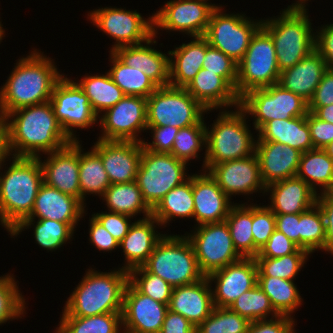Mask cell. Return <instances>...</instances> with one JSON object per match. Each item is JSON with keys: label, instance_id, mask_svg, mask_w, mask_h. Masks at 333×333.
<instances>
[{"label": "cell", "instance_id": "cell-1", "mask_svg": "<svg viewBox=\"0 0 333 333\" xmlns=\"http://www.w3.org/2000/svg\"><path fill=\"white\" fill-rule=\"evenodd\" d=\"M11 157L37 158L67 146L72 141L62 130L50 101L6 114Z\"/></svg>", "mask_w": 333, "mask_h": 333}, {"label": "cell", "instance_id": "cell-2", "mask_svg": "<svg viewBox=\"0 0 333 333\" xmlns=\"http://www.w3.org/2000/svg\"><path fill=\"white\" fill-rule=\"evenodd\" d=\"M14 66L0 88V110L5 115L50 101L55 85L64 75L53 59L37 49L18 59Z\"/></svg>", "mask_w": 333, "mask_h": 333}, {"label": "cell", "instance_id": "cell-3", "mask_svg": "<svg viewBox=\"0 0 333 333\" xmlns=\"http://www.w3.org/2000/svg\"><path fill=\"white\" fill-rule=\"evenodd\" d=\"M8 160L12 162L4 173L6 161L0 163V224L10 233L31 214L44 181L38 158L12 156Z\"/></svg>", "mask_w": 333, "mask_h": 333}, {"label": "cell", "instance_id": "cell-4", "mask_svg": "<svg viewBox=\"0 0 333 333\" xmlns=\"http://www.w3.org/2000/svg\"><path fill=\"white\" fill-rule=\"evenodd\" d=\"M129 272H100L90 268L65 301L61 316L90 317L105 313H122L123 296Z\"/></svg>", "mask_w": 333, "mask_h": 333}, {"label": "cell", "instance_id": "cell-5", "mask_svg": "<svg viewBox=\"0 0 333 333\" xmlns=\"http://www.w3.org/2000/svg\"><path fill=\"white\" fill-rule=\"evenodd\" d=\"M246 117L247 114L240 107L235 111L220 110L212 127L206 125L202 170L208 171L220 162L249 157L255 153L256 138L249 130L251 126L247 124Z\"/></svg>", "mask_w": 333, "mask_h": 333}, {"label": "cell", "instance_id": "cell-6", "mask_svg": "<svg viewBox=\"0 0 333 333\" xmlns=\"http://www.w3.org/2000/svg\"><path fill=\"white\" fill-rule=\"evenodd\" d=\"M307 10L287 7L278 17L262 19V27L273 40L280 72L315 50V30Z\"/></svg>", "mask_w": 333, "mask_h": 333}, {"label": "cell", "instance_id": "cell-7", "mask_svg": "<svg viewBox=\"0 0 333 333\" xmlns=\"http://www.w3.org/2000/svg\"><path fill=\"white\" fill-rule=\"evenodd\" d=\"M143 267L173 288L196 283L205 277L199 269L194 248L186 233L181 236L166 233Z\"/></svg>", "mask_w": 333, "mask_h": 333}, {"label": "cell", "instance_id": "cell-8", "mask_svg": "<svg viewBox=\"0 0 333 333\" xmlns=\"http://www.w3.org/2000/svg\"><path fill=\"white\" fill-rule=\"evenodd\" d=\"M187 166L171 153L151 152L142 147L136 182L152 210L171 189L189 178Z\"/></svg>", "mask_w": 333, "mask_h": 333}, {"label": "cell", "instance_id": "cell-9", "mask_svg": "<svg viewBox=\"0 0 333 333\" xmlns=\"http://www.w3.org/2000/svg\"><path fill=\"white\" fill-rule=\"evenodd\" d=\"M280 70L271 35L261 26L251 39L243 59L237 66L235 91L246 92L278 83Z\"/></svg>", "mask_w": 333, "mask_h": 333}, {"label": "cell", "instance_id": "cell-10", "mask_svg": "<svg viewBox=\"0 0 333 333\" xmlns=\"http://www.w3.org/2000/svg\"><path fill=\"white\" fill-rule=\"evenodd\" d=\"M239 107L253 118L258 132L268 121L290 119L308 114V102L278 83L256 88L240 97Z\"/></svg>", "mask_w": 333, "mask_h": 333}, {"label": "cell", "instance_id": "cell-11", "mask_svg": "<svg viewBox=\"0 0 333 333\" xmlns=\"http://www.w3.org/2000/svg\"><path fill=\"white\" fill-rule=\"evenodd\" d=\"M146 112L147 126L181 129L199 123L208 110L185 88L167 85L158 87L147 98Z\"/></svg>", "mask_w": 333, "mask_h": 333}, {"label": "cell", "instance_id": "cell-12", "mask_svg": "<svg viewBox=\"0 0 333 333\" xmlns=\"http://www.w3.org/2000/svg\"><path fill=\"white\" fill-rule=\"evenodd\" d=\"M220 7L215 8L210 16L204 38L208 44L239 63L252 37L262 26V20H252L242 13H225Z\"/></svg>", "mask_w": 333, "mask_h": 333}, {"label": "cell", "instance_id": "cell-13", "mask_svg": "<svg viewBox=\"0 0 333 333\" xmlns=\"http://www.w3.org/2000/svg\"><path fill=\"white\" fill-rule=\"evenodd\" d=\"M190 232L186 237L205 276L242 258L233 245L226 221L198 225Z\"/></svg>", "mask_w": 333, "mask_h": 333}, {"label": "cell", "instance_id": "cell-14", "mask_svg": "<svg viewBox=\"0 0 333 333\" xmlns=\"http://www.w3.org/2000/svg\"><path fill=\"white\" fill-rule=\"evenodd\" d=\"M87 19L115 40L110 51L121 46L143 43L154 35L153 14L144 18L136 10L110 6L89 11Z\"/></svg>", "mask_w": 333, "mask_h": 333}, {"label": "cell", "instance_id": "cell-15", "mask_svg": "<svg viewBox=\"0 0 333 333\" xmlns=\"http://www.w3.org/2000/svg\"><path fill=\"white\" fill-rule=\"evenodd\" d=\"M50 104L62 130L72 142L79 141L74 129L83 130L97 124L98 115L92 109L89 98L67 75H63L55 85Z\"/></svg>", "mask_w": 333, "mask_h": 333}, {"label": "cell", "instance_id": "cell-16", "mask_svg": "<svg viewBox=\"0 0 333 333\" xmlns=\"http://www.w3.org/2000/svg\"><path fill=\"white\" fill-rule=\"evenodd\" d=\"M146 110L147 98L125 95L98 116L102 129L98 139L142 142L139 133L147 130Z\"/></svg>", "mask_w": 333, "mask_h": 333}, {"label": "cell", "instance_id": "cell-17", "mask_svg": "<svg viewBox=\"0 0 333 333\" xmlns=\"http://www.w3.org/2000/svg\"><path fill=\"white\" fill-rule=\"evenodd\" d=\"M220 7L200 0H170L153 14L154 35L158 29L178 31L191 37L204 36L212 11Z\"/></svg>", "mask_w": 333, "mask_h": 333}, {"label": "cell", "instance_id": "cell-18", "mask_svg": "<svg viewBox=\"0 0 333 333\" xmlns=\"http://www.w3.org/2000/svg\"><path fill=\"white\" fill-rule=\"evenodd\" d=\"M168 305L141 293L128 281L122 309L123 333H160Z\"/></svg>", "mask_w": 333, "mask_h": 333}, {"label": "cell", "instance_id": "cell-19", "mask_svg": "<svg viewBox=\"0 0 333 333\" xmlns=\"http://www.w3.org/2000/svg\"><path fill=\"white\" fill-rule=\"evenodd\" d=\"M258 267L255 258L242 257L206 277L211 286L214 307H230L245 291L257 284Z\"/></svg>", "mask_w": 333, "mask_h": 333}, {"label": "cell", "instance_id": "cell-20", "mask_svg": "<svg viewBox=\"0 0 333 333\" xmlns=\"http://www.w3.org/2000/svg\"><path fill=\"white\" fill-rule=\"evenodd\" d=\"M208 172L230 199L234 194H265L266 186L255 153L249 157L220 162L212 166Z\"/></svg>", "mask_w": 333, "mask_h": 333}, {"label": "cell", "instance_id": "cell-21", "mask_svg": "<svg viewBox=\"0 0 333 333\" xmlns=\"http://www.w3.org/2000/svg\"><path fill=\"white\" fill-rule=\"evenodd\" d=\"M142 142L100 140L91 147L100 157L111 184L136 181Z\"/></svg>", "mask_w": 333, "mask_h": 333}, {"label": "cell", "instance_id": "cell-22", "mask_svg": "<svg viewBox=\"0 0 333 333\" xmlns=\"http://www.w3.org/2000/svg\"><path fill=\"white\" fill-rule=\"evenodd\" d=\"M42 161L43 181L48 186L57 188L81 201L79 185V141H73L60 150L47 153Z\"/></svg>", "mask_w": 333, "mask_h": 333}, {"label": "cell", "instance_id": "cell-23", "mask_svg": "<svg viewBox=\"0 0 333 333\" xmlns=\"http://www.w3.org/2000/svg\"><path fill=\"white\" fill-rule=\"evenodd\" d=\"M192 175L195 226L225 221L235 204L218 186L208 171Z\"/></svg>", "mask_w": 333, "mask_h": 333}, {"label": "cell", "instance_id": "cell-24", "mask_svg": "<svg viewBox=\"0 0 333 333\" xmlns=\"http://www.w3.org/2000/svg\"><path fill=\"white\" fill-rule=\"evenodd\" d=\"M86 206L76 197L43 183L31 214L25 219H51L67 223L74 231L86 215ZM37 217V218H36Z\"/></svg>", "mask_w": 333, "mask_h": 333}, {"label": "cell", "instance_id": "cell-25", "mask_svg": "<svg viewBox=\"0 0 333 333\" xmlns=\"http://www.w3.org/2000/svg\"><path fill=\"white\" fill-rule=\"evenodd\" d=\"M255 154L264 185L268 186L274 182L295 177L302 153L289 145L274 141H256Z\"/></svg>", "mask_w": 333, "mask_h": 333}, {"label": "cell", "instance_id": "cell-26", "mask_svg": "<svg viewBox=\"0 0 333 333\" xmlns=\"http://www.w3.org/2000/svg\"><path fill=\"white\" fill-rule=\"evenodd\" d=\"M157 36H151L147 41L137 45L121 46L112 52L127 66L134 67L145 73L159 87L169 85V51L167 55L157 51Z\"/></svg>", "mask_w": 333, "mask_h": 333}, {"label": "cell", "instance_id": "cell-27", "mask_svg": "<svg viewBox=\"0 0 333 333\" xmlns=\"http://www.w3.org/2000/svg\"><path fill=\"white\" fill-rule=\"evenodd\" d=\"M157 225L158 228L162 227L153 216L133 222L128 233L119 242V248L123 249L126 260L121 267L122 270L130 272L146 263L157 243L165 235L156 231Z\"/></svg>", "mask_w": 333, "mask_h": 333}, {"label": "cell", "instance_id": "cell-28", "mask_svg": "<svg viewBox=\"0 0 333 333\" xmlns=\"http://www.w3.org/2000/svg\"><path fill=\"white\" fill-rule=\"evenodd\" d=\"M274 214H301L316 204L317 193L301 178L295 176L274 182L265 188Z\"/></svg>", "mask_w": 333, "mask_h": 333}, {"label": "cell", "instance_id": "cell-29", "mask_svg": "<svg viewBox=\"0 0 333 333\" xmlns=\"http://www.w3.org/2000/svg\"><path fill=\"white\" fill-rule=\"evenodd\" d=\"M206 110H228L239 107L240 97L220 75L201 68L185 88Z\"/></svg>", "mask_w": 333, "mask_h": 333}, {"label": "cell", "instance_id": "cell-30", "mask_svg": "<svg viewBox=\"0 0 333 333\" xmlns=\"http://www.w3.org/2000/svg\"><path fill=\"white\" fill-rule=\"evenodd\" d=\"M211 289L206 276L196 283L174 287L168 309L197 327L214 309Z\"/></svg>", "mask_w": 333, "mask_h": 333}, {"label": "cell", "instance_id": "cell-31", "mask_svg": "<svg viewBox=\"0 0 333 333\" xmlns=\"http://www.w3.org/2000/svg\"><path fill=\"white\" fill-rule=\"evenodd\" d=\"M327 69L321 55L314 50L293 67L281 71L278 84L309 102Z\"/></svg>", "mask_w": 333, "mask_h": 333}, {"label": "cell", "instance_id": "cell-32", "mask_svg": "<svg viewBox=\"0 0 333 333\" xmlns=\"http://www.w3.org/2000/svg\"><path fill=\"white\" fill-rule=\"evenodd\" d=\"M169 50V85L186 88L202 68L206 53V39L193 37Z\"/></svg>", "mask_w": 333, "mask_h": 333}, {"label": "cell", "instance_id": "cell-33", "mask_svg": "<svg viewBox=\"0 0 333 333\" xmlns=\"http://www.w3.org/2000/svg\"><path fill=\"white\" fill-rule=\"evenodd\" d=\"M256 137V141H274L289 145L301 153L314 149L307 115L270 120L258 131Z\"/></svg>", "mask_w": 333, "mask_h": 333}, {"label": "cell", "instance_id": "cell-34", "mask_svg": "<svg viewBox=\"0 0 333 333\" xmlns=\"http://www.w3.org/2000/svg\"><path fill=\"white\" fill-rule=\"evenodd\" d=\"M296 176L304 180L317 194V187L320 188V193H330L333 190V159L320 148L303 152Z\"/></svg>", "mask_w": 333, "mask_h": 333}, {"label": "cell", "instance_id": "cell-35", "mask_svg": "<svg viewBox=\"0 0 333 333\" xmlns=\"http://www.w3.org/2000/svg\"><path fill=\"white\" fill-rule=\"evenodd\" d=\"M101 199L105 202L109 212L125 214L131 217L142 213V219L152 216V209L143 199L136 181L111 184Z\"/></svg>", "mask_w": 333, "mask_h": 333}, {"label": "cell", "instance_id": "cell-36", "mask_svg": "<svg viewBox=\"0 0 333 333\" xmlns=\"http://www.w3.org/2000/svg\"><path fill=\"white\" fill-rule=\"evenodd\" d=\"M152 216L161 226L169 225L173 218H193L194 199L192 174L182 184L171 189L152 210ZM168 223V224H167Z\"/></svg>", "mask_w": 333, "mask_h": 333}, {"label": "cell", "instance_id": "cell-37", "mask_svg": "<svg viewBox=\"0 0 333 333\" xmlns=\"http://www.w3.org/2000/svg\"><path fill=\"white\" fill-rule=\"evenodd\" d=\"M35 224V225H34ZM34 226V238L36 243L47 251H55L71 241L74 230L67 224L51 219H24L10 233V236L17 237L25 229Z\"/></svg>", "mask_w": 333, "mask_h": 333}, {"label": "cell", "instance_id": "cell-38", "mask_svg": "<svg viewBox=\"0 0 333 333\" xmlns=\"http://www.w3.org/2000/svg\"><path fill=\"white\" fill-rule=\"evenodd\" d=\"M76 83L89 98L92 109L98 116L116 105L125 96L108 72L102 75H84Z\"/></svg>", "mask_w": 333, "mask_h": 333}, {"label": "cell", "instance_id": "cell-39", "mask_svg": "<svg viewBox=\"0 0 333 333\" xmlns=\"http://www.w3.org/2000/svg\"><path fill=\"white\" fill-rule=\"evenodd\" d=\"M81 146L79 141V185L81 202L86 206L87 195L101 198L111 183L101 157L92 148L84 153Z\"/></svg>", "mask_w": 333, "mask_h": 333}, {"label": "cell", "instance_id": "cell-40", "mask_svg": "<svg viewBox=\"0 0 333 333\" xmlns=\"http://www.w3.org/2000/svg\"><path fill=\"white\" fill-rule=\"evenodd\" d=\"M257 284L269 297L274 310L279 315L293 317V313L302 305L303 298L294 280L257 276Z\"/></svg>", "mask_w": 333, "mask_h": 333}, {"label": "cell", "instance_id": "cell-41", "mask_svg": "<svg viewBox=\"0 0 333 333\" xmlns=\"http://www.w3.org/2000/svg\"><path fill=\"white\" fill-rule=\"evenodd\" d=\"M233 245L242 257L255 258L259 249L254 245L252 233V204L235 203L225 219Z\"/></svg>", "mask_w": 333, "mask_h": 333}, {"label": "cell", "instance_id": "cell-42", "mask_svg": "<svg viewBox=\"0 0 333 333\" xmlns=\"http://www.w3.org/2000/svg\"><path fill=\"white\" fill-rule=\"evenodd\" d=\"M111 68L107 72L125 95L148 98L159 86L145 73L127 66L110 51Z\"/></svg>", "mask_w": 333, "mask_h": 333}, {"label": "cell", "instance_id": "cell-43", "mask_svg": "<svg viewBox=\"0 0 333 333\" xmlns=\"http://www.w3.org/2000/svg\"><path fill=\"white\" fill-rule=\"evenodd\" d=\"M57 333H123L122 313H105L90 317L62 316Z\"/></svg>", "mask_w": 333, "mask_h": 333}, {"label": "cell", "instance_id": "cell-44", "mask_svg": "<svg viewBox=\"0 0 333 333\" xmlns=\"http://www.w3.org/2000/svg\"><path fill=\"white\" fill-rule=\"evenodd\" d=\"M309 255L311 254L308 251L300 248L297 252L278 258L255 257L258 267L257 276L295 280Z\"/></svg>", "mask_w": 333, "mask_h": 333}, {"label": "cell", "instance_id": "cell-45", "mask_svg": "<svg viewBox=\"0 0 333 333\" xmlns=\"http://www.w3.org/2000/svg\"><path fill=\"white\" fill-rule=\"evenodd\" d=\"M250 322L256 320H267L278 317L269 297L256 284L252 289L245 291L229 307Z\"/></svg>", "mask_w": 333, "mask_h": 333}, {"label": "cell", "instance_id": "cell-46", "mask_svg": "<svg viewBox=\"0 0 333 333\" xmlns=\"http://www.w3.org/2000/svg\"><path fill=\"white\" fill-rule=\"evenodd\" d=\"M300 248L310 254L325 251V221L317 204L299 214Z\"/></svg>", "mask_w": 333, "mask_h": 333}, {"label": "cell", "instance_id": "cell-47", "mask_svg": "<svg viewBox=\"0 0 333 333\" xmlns=\"http://www.w3.org/2000/svg\"><path fill=\"white\" fill-rule=\"evenodd\" d=\"M204 119L197 124L179 129L170 152L173 156L187 164L190 160H197L200 157L198 153L206 148V123Z\"/></svg>", "mask_w": 333, "mask_h": 333}, {"label": "cell", "instance_id": "cell-48", "mask_svg": "<svg viewBox=\"0 0 333 333\" xmlns=\"http://www.w3.org/2000/svg\"><path fill=\"white\" fill-rule=\"evenodd\" d=\"M250 321L229 307H214L195 333H247Z\"/></svg>", "mask_w": 333, "mask_h": 333}, {"label": "cell", "instance_id": "cell-49", "mask_svg": "<svg viewBox=\"0 0 333 333\" xmlns=\"http://www.w3.org/2000/svg\"><path fill=\"white\" fill-rule=\"evenodd\" d=\"M18 286L13 274L0 276V325L25 316L26 299Z\"/></svg>", "mask_w": 333, "mask_h": 333}, {"label": "cell", "instance_id": "cell-50", "mask_svg": "<svg viewBox=\"0 0 333 333\" xmlns=\"http://www.w3.org/2000/svg\"><path fill=\"white\" fill-rule=\"evenodd\" d=\"M129 281L144 295L169 305L173 287L161 277L148 272L143 266L129 272Z\"/></svg>", "mask_w": 333, "mask_h": 333}, {"label": "cell", "instance_id": "cell-51", "mask_svg": "<svg viewBox=\"0 0 333 333\" xmlns=\"http://www.w3.org/2000/svg\"><path fill=\"white\" fill-rule=\"evenodd\" d=\"M238 63L222 51L212 47L206 40V53L202 68L222 76L234 89L237 82Z\"/></svg>", "mask_w": 333, "mask_h": 333}, {"label": "cell", "instance_id": "cell-52", "mask_svg": "<svg viewBox=\"0 0 333 333\" xmlns=\"http://www.w3.org/2000/svg\"><path fill=\"white\" fill-rule=\"evenodd\" d=\"M275 214L267 205L252 203V233L254 245L260 250L275 231Z\"/></svg>", "mask_w": 333, "mask_h": 333}, {"label": "cell", "instance_id": "cell-53", "mask_svg": "<svg viewBox=\"0 0 333 333\" xmlns=\"http://www.w3.org/2000/svg\"><path fill=\"white\" fill-rule=\"evenodd\" d=\"M151 130L152 143L142 140V145L151 152L170 153L179 128L172 126H147Z\"/></svg>", "mask_w": 333, "mask_h": 333}, {"label": "cell", "instance_id": "cell-54", "mask_svg": "<svg viewBox=\"0 0 333 333\" xmlns=\"http://www.w3.org/2000/svg\"><path fill=\"white\" fill-rule=\"evenodd\" d=\"M300 247L284 233L275 229L267 243L262 246L256 257L278 258L297 252Z\"/></svg>", "mask_w": 333, "mask_h": 333}, {"label": "cell", "instance_id": "cell-55", "mask_svg": "<svg viewBox=\"0 0 333 333\" xmlns=\"http://www.w3.org/2000/svg\"><path fill=\"white\" fill-rule=\"evenodd\" d=\"M92 215L116 240H118V242L125 237L130 226L133 224L130 220L131 218L133 219V217L115 212H107V210Z\"/></svg>", "mask_w": 333, "mask_h": 333}, {"label": "cell", "instance_id": "cell-56", "mask_svg": "<svg viewBox=\"0 0 333 333\" xmlns=\"http://www.w3.org/2000/svg\"><path fill=\"white\" fill-rule=\"evenodd\" d=\"M294 317L279 315L267 320H256L251 322L247 333H288L295 327Z\"/></svg>", "mask_w": 333, "mask_h": 333}, {"label": "cell", "instance_id": "cell-57", "mask_svg": "<svg viewBox=\"0 0 333 333\" xmlns=\"http://www.w3.org/2000/svg\"><path fill=\"white\" fill-rule=\"evenodd\" d=\"M89 242L99 251L111 252L119 249V242L92 215L89 220Z\"/></svg>", "mask_w": 333, "mask_h": 333}, {"label": "cell", "instance_id": "cell-58", "mask_svg": "<svg viewBox=\"0 0 333 333\" xmlns=\"http://www.w3.org/2000/svg\"><path fill=\"white\" fill-rule=\"evenodd\" d=\"M307 123L314 148L323 149L333 141V124L316 117L312 112L307 114Z\"/></svg>", "mask_w": 333, "mask_h": 333}, {"label": "cell", "instance_id": "cell-59", "mask_svg": "<svg viewBox=\"0 0 333 333\" xmlns=\"http://www.w3.org/2000/svg\"><path fill=\"white\" fill-rule=\"evenodd\" d=\"M315 31V50L321 55L327 68L333 69V23L321 25Z\"/></svg>", "mask_w": 333, "mask_h": 333}, {"label": "cell", "instance_id": "cell-60", "mask_svg": "<svg viewBox=\"0 0 333 333\" xmlns=\"http://www.w3.org/2000/svg\"><path fill=\"white\" fill-rule=\"evenodd\" d=\"M316 204L321 209L325 221V252L333 255V195L319 193Z\"/></svg>", "mask_w": 333, "mask_h": 333}, {"label": "cell", "instance_id": "cell-61", "mask_svg": "<svg viewBox=\"0 0 333 333\" xmlns=\"http://www.w3.org/2000/svg\"><path fill=\"white\" fill-rule=\"evenodd\" d=\"M333 104V69H327L318 84L308 106H327Z\"/></svg>", "mask_w": 333, "mask_h": 333}, {"label": "cell", "instance_id": "cell-62", "mask_svg": "<svg viewBox=\"0 0 333 333\" xmlns=\"http://www.w3.org/2000/svg\"><path fill=\"white\" fill-rule=\"evenodd\" d=\"M275 227L300 247L299 214H275Z\"/></svg>", "mask_w": 333, "mask_h": 333}, {"label": "cell", "instance_id": "cell-63", "mask_svg": "<svg viewBox=\"0 0 333 333\" xmlns=\"http://www.w3.org/2000/svg\"><path fill=\"white\" fill-rule=\"evenodd\" d=\"M196 327L182 315L167 311L160 333H195Z\"/></svg>", "mask_w": 333, "mask_h": 333}, {"label": "cell", "instance_id": "cell-64", "mask_svg": "<svg viewBox=\"0 0 333 333\" xmlns=\"http://www.w3.org/2000/svg\"><path fill=\"white\" fill-rule=\"evenodd\" d=\"M9 156V157H8ZM6 115L0 110V163L10 158Z\"/></svg>", "mask_w": 333, "mask_h": 333}, {"label": "cell", "instance_id": "cell-65", "mask_svg": "<svg viewBox=\"0 0 333 333\" xmlns=\"http://www.w3.org/2000/svg\"><path fill=\"white\" fill-rule=\"evenodd\" d=\"M308 111L312 112L320 120L333 124V104L327 106H308Z\"/></svg>", "mask_w": 333, "mask_h": 333}, {"label": "cell", "instance_id": "cell-66", "mask_svg": "<svg viewBox=\"0 0 333 333\" xmlns=\"http://www.w3.org/2000/svg\"><path fill=\"white\" fill-rule=\"evenodd\" d=\"M307 1L309 0H297L296 2L292 3V5H288V8H307Z\"/></svg>", "mask_w": 333, "mask_h": 333}, {"label": "cell", "instance_id": "cell-67", "mask_svg": "<svg viewBox=\"0 0 333 333\" xmlns=\"http://www.w3.org/2000/svg\"><path fill=\"white\" fill-rule=\"evenodd\" d=\"M323 149L325 150L327 155L333 159V141L326 145Z\"/></svg>", "mask_w": 333, "mask_h": 333}, {"label": "cell", "instance_id": "cell-68", "mask_svg": "<svg viewBox=\"0 0 333 333\" xmlns=\"http://www.w3.org/2000/svg\"><path fill=\"white\" fill-rule=\"evenodd\" d=\"M0 19H1V17H0ZM5 30L3 29V25H2V22L0 21V44H1V42H2V39H3V37H5Z\"/></svg>", "mask_w": 333, "mask_h": 333}, {"label": "cell", "instance_id": "cell-69", "mask_svg": "<svg viewBox=\"0 0 333 333\" xmlns=\"http://www.w3.org/2000/svg\"><path fill=\"white\" fill-rule=\"evenodd\" d=\"M288 333H296L295 328L293 327Z\"/></svg>", "mask_w": 333, "mask_h": 333}]
</instances>
